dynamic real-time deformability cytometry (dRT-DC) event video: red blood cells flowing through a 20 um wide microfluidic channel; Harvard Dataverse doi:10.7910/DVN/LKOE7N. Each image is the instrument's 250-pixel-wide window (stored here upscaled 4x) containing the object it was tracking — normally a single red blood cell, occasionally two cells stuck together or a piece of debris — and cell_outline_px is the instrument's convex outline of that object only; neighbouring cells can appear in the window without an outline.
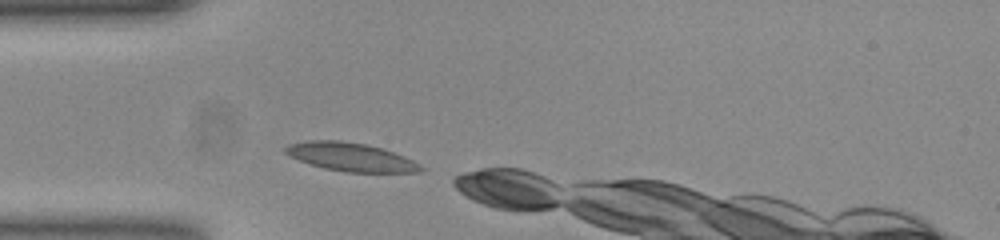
{"species": "common noctule bat (a hibernating species)", "species_latin": "Nyctalus noctula", "temperature_condition": "room temperature", "stored_images_in_passage": 3, "camera_frame_rate_fps": 3000, "um_per_image_px": 0.085, "animal": {"sex": "female", "body_mass_g": 23.0, "forearm_length_mm": 53.4}, "frame": {"image": 1, "passage_image": 1, "time_ms": 0.0, "image_size_px": [1000, 240], "cell_outline_px": [[424, 168], [420, 172], [344, 172], [324, 168], [300, 160], [284, 152], [284, 148], [288, 144], [308, 140], [340, 140], [364, 144], [384, 148], [404, 156], [420, 164]], "centroid_in_image_um": [29.83, 13.34], "position_along_channel_um": 55.2, "area_um2": 22.31}}